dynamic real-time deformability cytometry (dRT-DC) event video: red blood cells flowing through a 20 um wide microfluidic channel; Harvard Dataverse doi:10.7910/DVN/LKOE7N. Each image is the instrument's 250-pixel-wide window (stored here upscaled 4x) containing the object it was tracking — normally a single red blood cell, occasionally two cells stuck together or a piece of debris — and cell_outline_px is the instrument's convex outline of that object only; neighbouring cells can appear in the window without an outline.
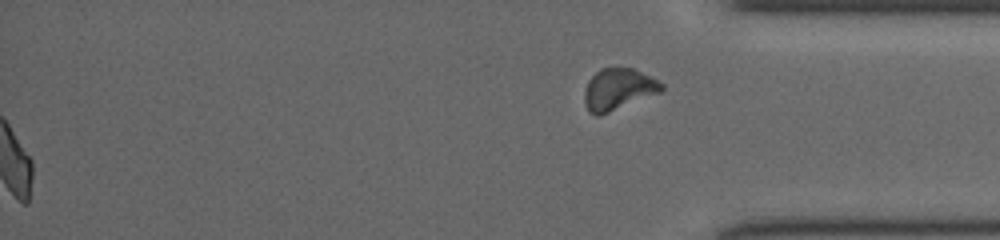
{"species": "common noctule bat (a hibernating species)", "species_latin": "Nyctalus noctula", "temperature_condition": "cold", "stored_images_in_passage": 43, "segment_of_instrument_passage": [2, 2], "camera_frame_rate_fps": 3000, "um_per_image_px": 0.085, "animal": {"sex": "female", "body_mass_g": 19.5, "forearm_length_mm": 54.1}, "frame": {"image": 1, "passage_image": 43, "time_ms": 14.0, "image_size_px": [1000, 240], "cell_outline_px": [[664, 88], [660, 92], [608, 112], [596, 116], [588, 112], [584, 104], [584, 92], [588, 80], [600, 68], [632, 68], [664, 84]], "centroid_in_image_um": [52.51, 7.59], "position_along_channel_um": 382.7, "area_um2": 18.32}}